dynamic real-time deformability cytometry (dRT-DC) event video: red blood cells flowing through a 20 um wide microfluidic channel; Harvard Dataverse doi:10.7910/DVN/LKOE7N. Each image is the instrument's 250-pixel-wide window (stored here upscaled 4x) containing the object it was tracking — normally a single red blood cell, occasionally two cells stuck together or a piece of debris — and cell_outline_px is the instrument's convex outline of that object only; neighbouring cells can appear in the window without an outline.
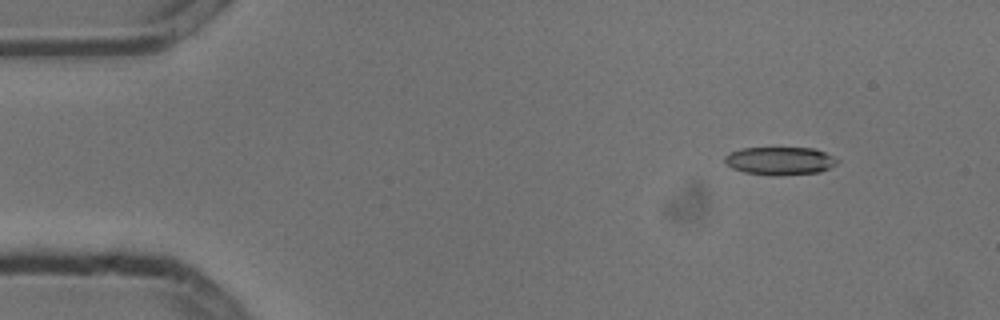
{"species": "common noctule bat (a hibernating species)", "species_latin": "Nyctalus noctula", "temperature_condition": "cold", "stored_images_in_passage": 4, "camera_frame_rate_fps": 3000, "um_per_image_px": 0.085, "animal": {"sex": "male", "body_mass_g": 13.3}, "frame": {"image": 1, "passage_image": 2, "time_ms": 0.333, "image_size_px": [1000, 320], "cell_outline_px": [[840, 160], [836, 164], [820, 172], [776, 176], [772, 176], [744, 172], [732, 168], [724, 160], [724, 156], [740, 148], [812, 148], [824, 152]], "centroid_in_image_um": [66.29, 13.68], "position_along_channel_um": 18.7, "area_um2": 18.32}}